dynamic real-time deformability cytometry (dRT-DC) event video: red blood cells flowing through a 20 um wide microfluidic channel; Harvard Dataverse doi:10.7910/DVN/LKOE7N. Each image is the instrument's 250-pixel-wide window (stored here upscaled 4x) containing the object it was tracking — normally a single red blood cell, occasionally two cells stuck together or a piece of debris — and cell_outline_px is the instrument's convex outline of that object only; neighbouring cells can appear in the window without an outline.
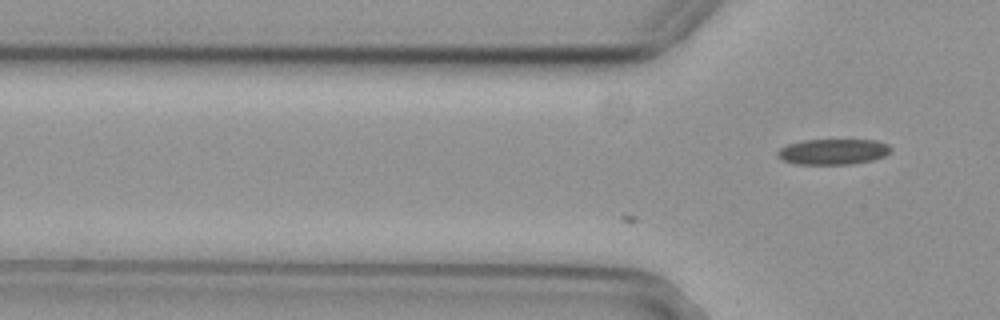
{"species": "common noctule bat (a hibernating species)", "species_latin": "Nyctalus noctula", "temperature_condition": "cold", "stored_images_in_passage": 12, "camera_frame_rate_fps": 3000, "um_per_image_px": 0.085, "animal": {"sex": "female", "body_mass_g": 29.2, "forearm_length_mm": 56.3}, "frame": {"image": 1, "passage_image": 12, "time_ms": 3.667, "image_size_px": [1000, 320], "cell_outline_px": [[892, 148], [884, 156], [872, 160], [852, 164], [796, 164], [784, 160], [776, 156], [776, 152], [780, 148], [788, 144], [804, 140], [876, 140], [888, 144]], "centroid_in_image_um": [70.8, 12.89], "position_along_channel_um": 55.0, "area_um2": 16.88}}